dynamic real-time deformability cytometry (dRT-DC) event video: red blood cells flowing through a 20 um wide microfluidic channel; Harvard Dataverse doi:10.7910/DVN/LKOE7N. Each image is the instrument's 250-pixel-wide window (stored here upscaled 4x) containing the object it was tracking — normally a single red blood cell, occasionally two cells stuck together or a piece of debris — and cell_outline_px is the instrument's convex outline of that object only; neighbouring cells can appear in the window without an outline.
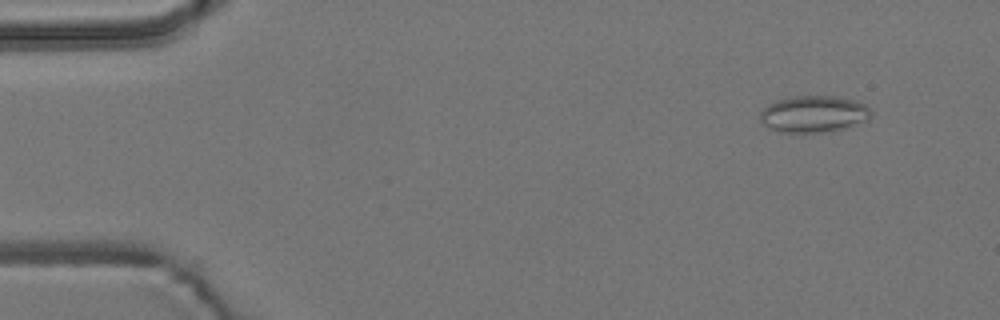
{"species": "common noctule bat (a hibernating species)", "species_latin": "Nyctalus noctula", "temperature_condition": "room temperature", "stored_images_in_passage": 3, "camera_frame_rate_fps": 3000, "um_per_image_px": 0.085, "animal": {"sex": "male", "body_mass_g": 19.2, "forearm_length_mm": 51.8}, "frame": {"image": 1, "passage_image": 1, "time_ms": 0.0, "image_size_px": [1000, 320], "cell_outline_px": [[872, 116], [868, 120], [832, 132], [776, 132], [768, 128], [760, 120], [760, 112], [768, 104], [776, 100], [788, 96], [836, 96], [856, 100], [872, 108]], "centroid_in_image_um": [69.18, 9.69], "position_along_channel_um": 15.8, "area_um2": 24.16}}